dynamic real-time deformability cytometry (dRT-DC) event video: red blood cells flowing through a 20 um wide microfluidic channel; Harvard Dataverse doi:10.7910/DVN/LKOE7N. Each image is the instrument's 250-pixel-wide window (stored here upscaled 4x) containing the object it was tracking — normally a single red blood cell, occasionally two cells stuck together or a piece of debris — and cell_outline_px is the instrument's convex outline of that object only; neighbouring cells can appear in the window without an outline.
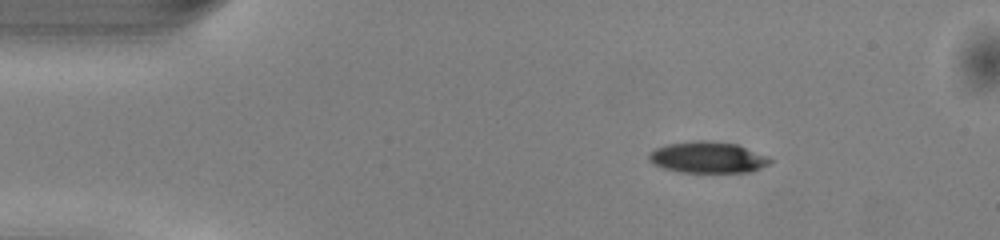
{"species": "common noctule bat (a hibernating species)", "species_latin": "Nyctalus noctula", "temperature_condition": "warm", "stored_images_in_passage": 43, "camera_frame_rate_fps": 3000, "um_per_image_px": 0.085, "animal": {"sex": "male", "body_mass_g": 13.0, "forearm_length_mm": 53.1}, "frame": {"image": 1, "passage_image": 1, "time_ms": 0.0, "image_size_px": [1000, 240], "cell_outline_px": [[772, 160], [768, 164], [752, 172], [680, 172], [664, 168], [652, 164], [648, 160], [648, 152], [656, 148], [668, 144], [696, 140], [712, 140], [736, 144], [768, 156]], "centroid_in_image_um": [60.13, 13.37], "position_along_channel_um": 24.9, "area_um2": 22.2}}
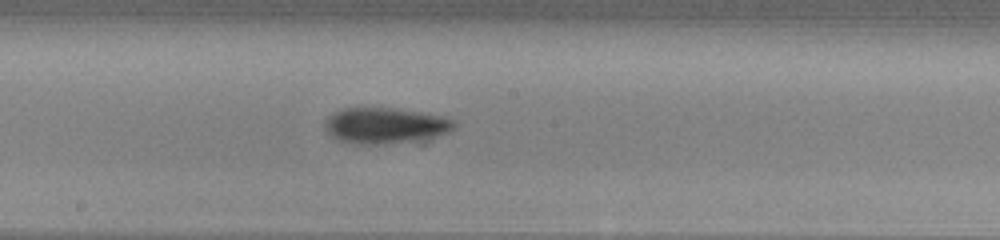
{"frame": {"image": 2, "passage_image": 20, "time_ms": 6.333, "image_size_px": [1000, 240], "cell_outline_px": [[456, 128], [448, 132], [436, 136], [408, 140], [376, 144], [356, 144], [340, 140], [332, 136], [324, 128], [324, 120], [328, 116], [344, 108], [396, 108], [448, 116], [456, 120]], "centroid_in_image_um": [32.77, 10.64], "position_along_channel_um": 215.4, "area_um2": 26.88}}
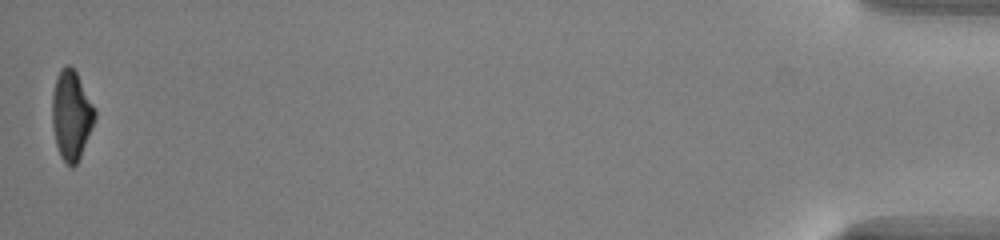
{"frame": {"image": 3, "passage_image": 43, "time_ms": 14.0, "image_size_px": [1000, 240], "cell_outline_px": [[96, 116], [80, 156], [76, 164], [72, 168], [60, 156], [56, 144], [52, 124], [52, 92], [56, 76], [60, 68], [68, 64], [76, 72], [96, 108]], "centroid_in_image_um": [6.05, 9.75], "position_along_channel_um": 429.1, "area_um2": 22.14}, "authors_computed_cell_mechanics": {"area_um2": 24.565, "velocity_mm_per_s": 4.0991, "shape_relaxation_time_tau1_ms": 3.268, "shape_relaxation_time_tau2_ms": 7.3649, "deformation_change_tau1": 0.1426, "deformation_change_tau2": 0.1871}}